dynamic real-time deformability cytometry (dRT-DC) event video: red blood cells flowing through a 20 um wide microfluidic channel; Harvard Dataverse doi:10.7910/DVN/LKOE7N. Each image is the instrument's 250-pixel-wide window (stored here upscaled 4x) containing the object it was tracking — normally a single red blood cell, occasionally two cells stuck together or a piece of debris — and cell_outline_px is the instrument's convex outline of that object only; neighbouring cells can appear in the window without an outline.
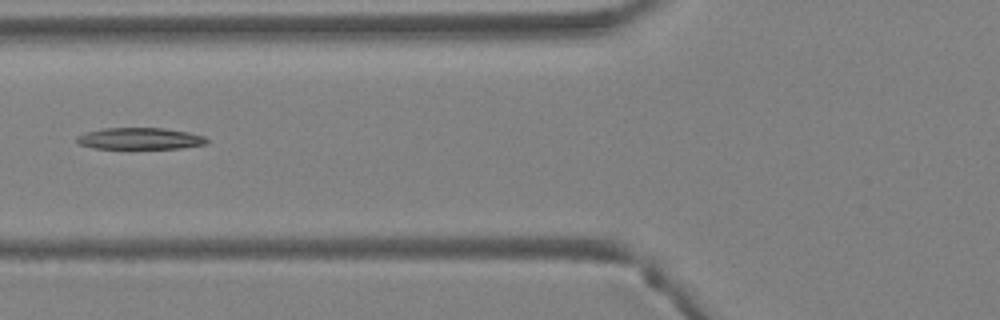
{"species": "Egyptian fruit bat (a non-hibernating species)", "species_latin": "Rousettus aegyptiacus", "temperature_condition": "warm", "stored_images_in_passage": 28, "camera_frame_rate_fps": 3000, "um_per_image_px": 0.085, "animal": {"sex": "female"}, "frame": {"image": 1, "passage_image": 5, "time_ms": 1.333, "image_size_px": [1000, 320], "cell_outline_px": [[208, 144], [180, 148], [92, 148], [80, 144], [76, 140], [76, 136], [88, 132], [104, 128], [164, 128], [188, 132], [204, 136], [208, 140]], "centroid_in_image_um": [11.92, 11.77], "position_along_channel_um": 113.9, "area_um2": 16.24}}